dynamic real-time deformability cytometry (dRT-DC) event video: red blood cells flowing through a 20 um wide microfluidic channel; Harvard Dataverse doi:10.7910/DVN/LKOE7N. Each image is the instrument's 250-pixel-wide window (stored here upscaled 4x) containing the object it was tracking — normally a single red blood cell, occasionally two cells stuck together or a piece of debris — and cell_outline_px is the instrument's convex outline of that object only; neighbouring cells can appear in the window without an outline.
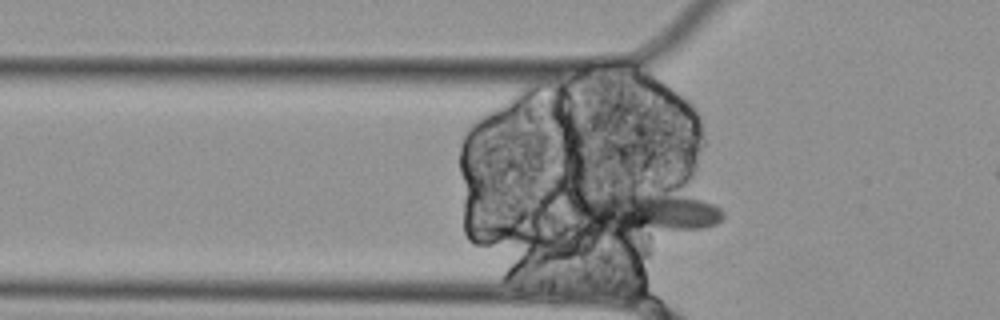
{"species": "Egyptian fruit bat (a non-hibernating species)", "species_latin": "Rousettus aegyptiacus", "temperature_condition": "cold", "stored_images_in_passage": 50, "camera_frame_rate_fps": 3000, "um_per_image_px": 0.085, "animal": {"sex": "female"}, "frame": {"image": 1, "passage_image": 10, "time_ms": 3.0, "image_size_px": [1000, 320], "cell_outline_px": [[724, 220], [716, 224], [704, 228], [624, 240], [572, 224], [572, 212], [580, 204], [588, 200], [604, 196], [652, 196], [700, 200], [712, 204], [720, 208], [724, 212]], "centroid_in_image_um": [54.81, 18.34], "position_along_channel_um": 71.0, "area_um2": 36.13}}
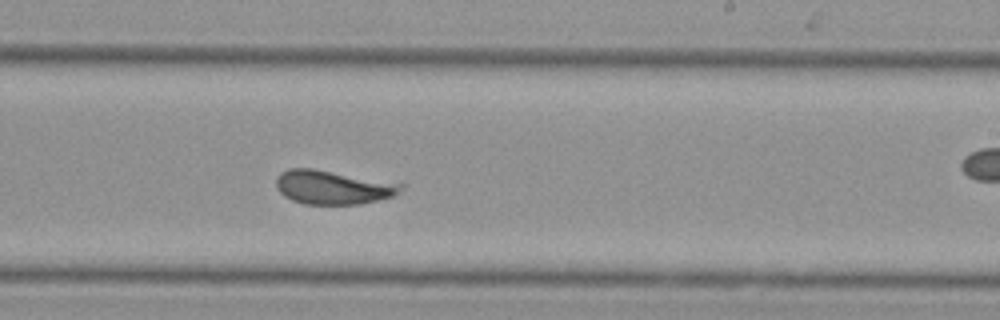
{"frame": {"image": 2, "passage_image": 26, "time_ms": 8.333, "image_size_px": [1000, 320], "cell_outline_px": [[404, 188], [392, 196], [360, 204], [304, 204], [292, 200], [284, 196], [276, 188], [276, 176], [280, 172], [288, 168], [312, 168], [404, 184]], "centroid_in_image_um": [28.24, 15.91], "position_along_channel_um": 260.8, "area_um2": 24.51}}
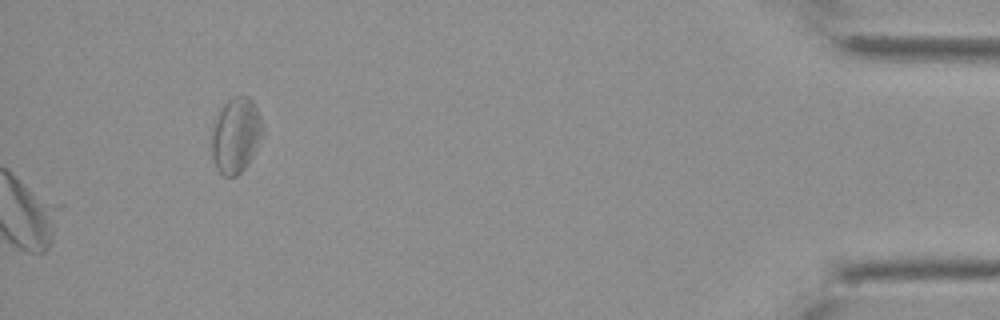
{"frame": {"image": 3, "passage_image": 50, "time_ms": 16.333, "image_size_px": [1000, 320], "cell_outline_px": [[264, 128], [252, 156], [244, 168], [236, 176], [224, 176], [216, 168], [212, 156], [212, 132], [216, 120], [224, 104], [232, 96], [248, 96], [252, 100], [260, 116]], "centroid_in_image_um": [20.05, 11.49], "position_along_channel_um": 415.2, "area_um2": 21.91}}